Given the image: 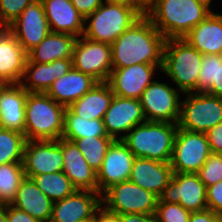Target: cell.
<instances>
[{
  "instance_id": "cell-25",
  "label": "cell",
  "mask_w": 222,
  "mask_h": 222,
  "mask_svg": "<svg viewBox=\"0 0 222 222\" xmlns=\"http://www.w3.org/2000/svg\"><path fill=\"white\" fill-rule=\"evenodd\" d=\"M97 81L73 67L59 79H56L47 90L54 101L68 107L90 91Z\"/></svg>"
},
{
  "instance_id": "cell-34",
  "label": "cell",
  "mask_w": 222,
  "mask_h": 222,
  "mask_svg": "<svg viewBox=\"0 0 222 222\" xmlns=\"http://www.w3.org/2000/svg\"><path fill=\"white\" fill-rule=\"evenodd\" d=\"M111 137H83L76 139L74 142L83 154L88 165L95 171L101 167L108 148L113 143Z\"/></svg>"
},
{
  "instance_id": "cell-30",
  "label": "cell",
  "mask_w": 222,
  "mask_h": 222,
  "mask_svg": "<svg viewBox=\"0 0 222 222\" xmlns=\"http://www.w3.org/2000/svg\"><path fill=\"white\" fill-rule=\"evenodd\" d=\"M199 72L197 93L222 98V55H203Z\"/></svg>"
},
{
  "instance_id": "cell-28",
  "label": "cell",
  "mask_w": 222,
  "mask_h": 222,
  "mask_svg": "<svg viewBox=\"0 0 222 222\" xmlns=\"http://www.w3.org/2000/svg\"><path fill=\"white\" fill-rule=\"evenodd\" d=\"M77 37L67 33L50 32L27 53L33 63H51L59 59H72Z\"/></svg>"
},
{
  "instance_id": "cell-17",
  "label": "cell",
  "mask_w": 222,
  "mask_h": 222,
  "mask_svg": "<svg viewBox=\"0 0 222 222\" xmlns=\"http://www.w3.org/2000/svg\"><path fill=\"white\" fill-rule=\"evenodd\" d=\"M145 121L140 99L123 98L116 95L113 96L103 118L106 133L114 140H119L117 136L119 133L127 134L134 126Z\"/></svg>"
},
{
  "instance_id": "cell-22",
  "label": "cell",
  "mask_w": 222,
  "mask_h": 222,
  "mask_svg": "<svg viewBox=\"0 0 222 222\" xmlns=\"http://www.w3.org/2000/svg\"><path fill=\"white\" fill-rule=\"evenodd\" d=\"M72 67V59H59L51 63H33L27 58L20 84L28 93H46L52 83L65 75Z\"/></svg>"
},
{
  "instance_id": "cell-48",
  "label": "cell",
  "mask_w": 222,
  "mask_h": 222,
  "mask_svg": "<svg viewBox=\"0 0 222 222\" xmlns=\"http://www.w3.org/2000/svg\"><path fill=\"white\" fill-rule=\"evenodd\" d=\"M196 1L206 5L207 7H210L212 0H196Z\"/></svg>"
},
{
  "instance_id": "cell-8",
  "label": "cell",
  "mask_w": 222,
  "mask_h": 222,
  "mask_svg": "<svg viewBox=\"0 0 222 222\" xmlns=\"http://www.w3.org/2000/svg\"><path fill=\"white\" fill-rule=\"evenodd\" d=\"M180 108L178 127L206 133L222 122V98L207 93H186Z\"/></svg>"
},
{
  "instance_id": "cell-1",
  "label": "cell",
  "mask_w": 222,
  "mask_h": 222,
  "mask_svg": "<svg viewBox=\"0 0 222 222\" xmlns=\"http://www.w3.org/2000/svg\"><path fill=\"white\" fill-rule=\"evenodd\" d=\"M166 38L143 14L111 44L112 68L163 64Z\"/></svg>"
},
{
  "instance_id": "cell-3",
  "label": "cell",
  "mask_w": 222,
  "mask_h": 222,
  "mask_svg": "<svg viewBox=\"0 0 222 222\" xmlns=\"http://www.w3.org/2000/svg\"><path fill=\"white\" fill-rule=\"evenodd\" d=\"M178 124L145 121L134 126L127 135H119L135 157L170 163Z\"/></svg>"
},
{
  "instance_id": "cell-39",
  "label": "cell",
  "mask_w": 222,
  "mask_h": 222,
  "mask_svg": "<svg viewBox=\"0 0 222 222\" xmlns=\"http://www.w3.org/2000/svg\"><path fill=\"white\" fill-rule=\"evenodd\" d=\"M207 208L215 213L222 212V181L206 188Z\"/></svg>"
},
{
  "instance_id": "cell-40",
  "label": "cell",
  "mask_w": 222,
  "mask_h": 222,
  "mask_svg": "<svg viewBox=\"0 0 222 222\" xmlns=\"http://www.w3.org/2000/svg\"><path fill=\"white\" fill-rule=\"evenodd\" d=\"M212 153L222 154V122L211 128L206 133Z\"/></svg>"
},
{
  "instance_id": "cell-12",
  "label": "cell",
  "mask_w": 222,
  "mask_h": 222,
  "mask_svg": "<svg viewBox=\"0 0 222 222\" xmlns=\"http://www.w3.org/2000/svg\"><path fill=\"white\" fill-rule=\"evenodd\" d=\"M25 177L62 171V138L59 140H27L24 147Z\"/></svg>"
},
{
  "instance_id": "cell-6",
  "label": "cell",
  "mask_w": 222,
  "mask_h": 222,
  "mask_svg": "<svg viewBox=\"0 0 222 222\" xmlns=\"http://www.w3.org/2000/svg\"><path fill=\"white\" fill-rule=\"evenodd\" d=\"M202 57L203 54L185 39H166L161 71L176 83L182 93L197 92Z\"/></svg>"
},
{
  "instance_id": "cell-10",
  "label": "cell",
  "mask_w": 222,
  "mask_h": 222,
  "mask_svg": "<svg viewBox=\"0 0 222 222\" xmlns=\"http://www.w3.org/2000/svg\"><path fill=\"white\" fill-rule=\"evenodd\" d=\"M73 68L93 77L97 82H107L112 71L111 44L77 38L73 50Z\"/></svg>"
},
{
  "instance_id": "cell-36",
  "label": "cell",
  "mask_w": 222,
  "mask_h": 222,
  "mask_svg": "<svg viewBox=\"0 0 222 222\" xmlns=\"http://www.w3.org/2000/svg\"><path fill=\"white\" fill-rule=\"evenodd\" d=\"M190 214L181 204L164 202L158 198L155 210L157 222H189Z\"/></svg>"
},
{
  "instance_id": "cell-2",
  "label": "cell",
  "mask_w": 222,
  "mask_h": 222,
  "mask_svg": "<svg viewBox=\"0 0 222 222\" xmlns=\"http://www.w3.org/2000/svg\"><path fill=\"white\" fill-rule=\"evenodd\" d=\"M211 9L196 0H151L145 15L166 38H183Z\"/></svg>"
},
{
  "instance_id": "cell-37",
  "label": "cell",
  "mask_w": 222,
  "mask_h": 222,
  "mask_svg": "<svg viewBox=\"0 0 222 222\" xmlns=\"http://www.w3.org/2000/svg\"><path fill=\"white\" fill-rule=\"evenodd\" d=\"M197 175L206 187L222 181V154L211 153Z\"/></svg>"
},
{
  "instance_id": "cell-5",
  "label": "cell",
  "mask_w": 222,
  "mask_h": 222,
  "mask_svg": "<svg viewBox=\"0 0 222 222\" xmlns=\"http://www.w3.org/2000/svg\"><path fill=\"white\" fill-rule=\"evenodd\" d=\"M97 10L85 18L84 37L98 42L112 44L143 13L135 6L122 2L105 0ZM91 19V20H89Z\"/></svg>"
},
{
  "instance_id": "cell-41",
  "label": "cell",
  "mask_w": 222,
  "mask_h": 222,
  "mask_svg": "<svg viewBox=\"0 0 222 222\" xmlns=\"http://www.w3.org/2000/svg\"><path fill=\"white\" fill-rule=\"evenodd\" d=\"M103 2L104 0H71L73 6L84 19L97 10Z\"/></svg>"
},
{
  "instance_id": "cell-21",
  "label": "cell",
  "mask_w": 222,
  "mask_h": 222,
  "mask_svg": "<svg viewBox=\"0 0 222 222\" xmlns=\"http://www.w3.org/2000/svg\"><path fill=\"white\" fill-rule=\"evenodd\" d=\"M62 172L77 190L98 192L97 172L84 159L83 154L73 141L62 138Z\"/></svg>"
},
{
  "instance_id": "cell-35",
  "label": "cell",
  "mask_w": 222,
  "mask_h": 222,
  "mask_svg": "<svg viewBox=\"0 0 222 222\" xmlns=\"http://www.w3.org/2000/svg\"><path fill=\"white\" fill-rule=\"evenodd\" d=\"M25 178L23 163L0 165V196L6 204L15 199L21 181Z\"/></svg>"
},
{
  "instance_id": "cell-46",
  "label": "cell",
  "mask_w": 222,
  "mask_h": 222,
  "mask_svg": "<svg viewBox=\"0 0 222 222\" xmlns=\"http://www.w3.org/2000/svg\"><path fill=\"white\" fill-rule=\"evenodd\" d=\"M108 1L127 3L129 5L138 8L143 14L146 13L149 5V2L147 0H108Z\"/></svg>"
},
{
  "instance_id": "cell-42",
  "label": "cell",
  "mask_w": 222,
  "mask_h": 222,
  "mask_svg": "<svg viewBox=\"0 0 222 222\" xmlns=\"http://www.w3.org/2000/svg\"><path fill=\"white\" fill-rule=\"evenodd\" d=\"M7 222H40L25 211L7 204Z\"/></svg>"
},
{
  "instance_id": "cell-9",
  "label": "cell",
  "mask_w": 222,
  "mask_h": 222,
  "mask_svg": "<svg viewBox=\"0 0 222 222\" xmlns=\"http://www.w3.org/2000/svg\"><path fill=\"white\" fill-rule=\"evenodd\" d=\"M211 153L205 133L178 127L170 166L173 173H197Z\"/></svg>"
},
{
  "instance_id": "cell-15",
  "label": "cell",
  "mask_w": 222,
  "mask_h": 222,
  "mask_svg": "<svg viewBox=\"0 0 222 222\" xmlns=\"http://www.w3.org/2000/svg\"><path fill=\"white\" fill-rule=\"evenodd\" d=\"M163 64H134L124 68L112 69L108 83L114 95L140 99L144 90L154 81L156 67L162 69Z\"/></svg>"
},
{
  "instance_id": "cell-44",
  "label": "cell",
  "mask_w": 222,
  "mask_h": 222,
  "mask_svg": "<svg viewBox=\"0 0 222 222\" xmlns=\"http://www.w3.org/2000/svg\"><path fill=\"white\" fill-rule=\"evenodd\" d=\"M120 222H157L155 214H121Z\"/></svg>"
},
{
  "instance_id": "cell-24",
  "label": "cell",
  "mask_w": 222,
  "mask_h": 222,
  "mask_svg": "<svg viewBox=\"0 0 222 222\" xmlns=\"http://www.w3.org/2000/svg\"><path fill=\"white\" fill-rule=\"evenodd\" d=\"M27 95L20 83L5 84L0 89V127L24 134Z\"/></svg>"
},
{
  "instance_id": "cell-7",
  "label": "cell",
  "mask_w": 222,
  "mask_h": 222,
  "mask_svg": "<svg viewBox=\"0 0 222 222\" xmlns=\"http://www.w3.org/2000/svg\"><path fill=\"white\" fill-rule=\"evenodd\" d=\"M158 197L130 180L114 184L101 194V204L115 214H155Z\"/></svg>"
},
{
  "instance_id": "cell-49",
  "label": "cell",
  "mask_w": 222,
  "mask_h": 222,
  "mask_svg": "<svg viewBox=\"0 0 222 222\" xmlns=\"http://www.w3.org/2000/svg\"><path fill=\"white\" fill-rule=\"evenodd\" d=\"M7 204L4 202V200L0 196V207L6 206Z\"/></svg>"
},
{
  "instance_id": "cell-33",
  "label": "cell",
  "mask_w": 222,
  "mask_h": 222,
  "mask_svg": "<svg viewBox=\"0 0 222 222\" xmlns=\"http://www.w3.org/2000/svg\"><path fill=\"white\" fill-rule=\"evenodd\" d=\"M25 135L0 127V165L7 163H22Z\"/></svg>"
},
{
  "instance_id": "cell-29",
  "label": "cell",
  "mask_w": 222,
  "mask_h": 222,
  "mask_svg": "<svg viewBox=\"0 0 222 222\" xmlns=\"http://www.w3.org/2000/svg\"><path fill=\"white\" fill-rule=\"evenodd\" d=\"M114 94L108 82H97L94 87L68 108L83 119H103Z\"/></svg>"
},
{
  "instance_id": "cell-11",
  "label": "cell",
  "mask_w": 222,
  "mask_h": 222,
  "mask_svg": "<svg viewBox=\"0 0 222 222\" xmlns=\"http://www.w3.org/2000/svg\"><path fill=\"white\" fill-rule=\"evenodd\" d=\"M180 94L168 83L153 81L142 93L140 102L146 121L178 124L180 119Z\"/></svg>"
},
{
  "instance_id": "cell-19",
  "label": "cell",
  "mask_w": 222,
  "mask_h": 222,
  "mask_svg": "<svg viewBox=\"0 0 222 222\" xmlns=\"http://www.w3.org/2000/svg\"><path fill=\"white\" fill-rule=\"evenodd\" d=\"M172 177L170 163L135 157L129 180L160 198Z\"/></svg>"
},
{
  "instance_id": "cell-38",
  "label": "cell",
  "mask_w": 222,
  "mask_h": 222,
  "mask_svg": "<svg viewBox=\"0 0 222 222\" xmlns=\"http://www.w3.org/2000/svg\"><path fill=\"white\" fill-rule=\"evenodd\" d=\"M36 0H0V27H8Z\"/></svg>"
},
{
  "instance_id": "cell-16",
  "label": "cell",
  "mask_w": 222,
  "mask_h": 222,
  "mask_svg": "<svg viewBox=\"0 0 222 222\" xmlns=\"http://www.w3.org/2000/svg\"><path fill=\"white\" fill-rule=\"evenodd\" d=\"M135 156L122 140H114L97 172L98 192L129 180Z\"/></svg>"
},
{
  "instance_id": "cell-4",
  "label": "cell",
  "mask_w": 222,
  "mask_h": 222,
  "mask_svg": "<svg viewBox=\"0 0 222 222\" xmlns=\"http://www.w3.org/2000/svg\"><path fill=\"white\" fill-rule=\"evenodd\" d=\"M66 107L46 93H28L25 104L26 140H59L64 131Z\"/></svg>"
},
{
  "instance_id": "cell-31",
  "label": "cell",
  "mask_w": 222,
  "mask_h": 222,
  "mask_svg": "<svg viewBox=\"0 0 222 222\" xmlns=\"http://www.w3.org/2000/svg\"><path fill=\"white\" fill-rule=\"evenodd\" d=\"M109 137L103 119H83L75 115L68 107L64 111V131L62 138L69 141L83 137Z\"/></svg>"
},
{
  "instance_id": "cell-52",
  "label": "cell",
  "mask_w": 222,
  "mask_h": 222,
  "mask_svg": "<svg viewBox=\"0 0 222 222\" xmlns=\"http://www.w3.org/2000/svg\"><path fill=\"white\" fill-rule=\"evenodd\" d=\"M4 85H5V82H4L2 79H0V89H1Z\"/></svg>"
},
{
  "instance_id": "cell-26",
  "label": "cell",
  "mask_w": 222,
  "mask_h": 222,
  "mask_svg": "<svg viewBox=\"0 0 222 222\" xmlns=\"http://www.w3.org/2000/svg\"><path fill=\"white\" fill-rule=\"evenodd\" d=\"M183 39L203 55H222V15L212 12Z\"/></svg>"
},
{
  "instance_id": "cell-45",
  "label": "cell",
  "mask_w": 222,
  "mask_h": 222,
  "mask_svg": "<svg viewBox=\"0 0 222 222\" xmlns=\"http://www.w3.org/2000/svg\"><path fill=\"white\" fill-rule=\"evenodd\" d=\"M95 222H120V218L119 214L109 212L101 206L95 212Z\"/></svg>"
},
{
  "instance_id": "cell-27",
  "label": "cell",
  "mask_w": 222,
  "mask_h": 222,
  "mask_svg": "<svg viewBox=\"0 0 222 222\" xmlns=\"http://www.w3.org/2000/svg\"><path fill=\"white\" fill-rule=\"evenodd\" d=\"M11 205L25 211L40 222H50L53 202L37 187L31 178L25 177L21 181Z\"/></svg>"
},
{
  "instance_id": "cell-18",
  "label": "cell",
  "mask_w": 222,
  "mask_h": 222,
  "mask_svg": "<svg viewBox=\"0 0 222 222\" xmlns=\"http://www.w3.org/2000/svg\"><path fill=\"white\" fill-rule=\"evenodd\" d=\"M101 206L99 192L76 190L72 195L53 203L50 222L85 221L94 217Z\"/></svg>"
},
{
  "instance_id": "cell-23",
  "label": "cell",
  "mask_w": 222,
  "mask_h": 222,
  "mask_svg": "<svg viewBox=\"0 0 222 222\" xmlns=\"http://www.w3.org/2000/svg\"><path fill=\"white\" fill-rule=\"evenodd\" d=\"M49 28L53 33H67L78 38L83 35L85 19L71 0H41Z\"/></svg>"
},
{
  "instance_id": "cell-14",
  "label": "cell",
  "mask_w": 222,
  "mask_h": 222,
  "mask_svg": "<svg viewBox=\"0 0 222 222\" xmlns=\"http://www.w3.org/2000/svg\"><path fill=\"white\" fill-rule=\"evenodd\" d=\"M7 28L28 53L51 32L42 1L30 3Z\"/></svg>"
},
{
  "instance_id": "cell-32",
  "label": "cell",
  "mask_w": 222,
  "mask_h": 222,
  "mask_svg": "<svg viewBox=\"0 0 222 222\" xmlns=\"http://www.w3.org/2000/svg\"><path fill=\"white\" fill-rule=\"evenodd\" d=\"M32 180L53 203L72 195L77 190L62 171L36 175Z\"/></svg>"
},
{
  "instance_id": "cell-13",
  "label": "cell",
  "mask_w": 222,
  "mask_h": 222,
  "mask_svg": "<svg viewBox=\"0 0 222 222\" xmlns=\"http://www.w3.org/2000/svg\"><path fill=\"white\" fill-rule=\"evenodd\" d=\"M206 188L197 173H173L160 199L181 204L190 212L203 211L208 209Z\"/></svg>"
},
{
  "instance_id": "cell-47",
  "label": "cell",
  "mask_w": 222,
  "mask_h": 222,
  "mask_svg": "<svg viewBox=\"0 0 222 222\" xmlns=\"http://www.w3.org/2000/svg\"><path fill=\"white\" fill-rule=\"evenodd\" d=\"M0 222H7V205L0 207Z\"/></svg>"
},
{
  "instance_id": "cell-43",
  "label": "cell",
  "mask_w": 222,
  "mask_h": 222,
  "mask_svg": "<svg viewBox=\"0 0 222 222\" xmlns=\"http://www.w3.org/2000/svg\"><path fill=\"white\" fill-rule=\"evenodd\" d=\"M189 222H218L217 213L209 209L191 212Z\"/></svg>"
},
{
  "instance_id": "cell-20",
  "label": "cell",
  "mask_w": 222,
  "mask_h": 222,
  "mask_svg": "<svg viewBox=\"0 0 222 222\" xmlns=\"http://www.w3.org/2000/svg\"><path fill=\"white\" fill-rule=\"evenodd\" d=\"M27 58V52L12 32L0 27V79L5 84L21 83Z\"/></svg>"
},
{
  "instance_id": "cell-50",
  "label": "cell",
  "mask_w": 222,
  "mask_h": 222,
  "mask_svg": "<svg viewBox=\"0 0 222 222\" xmlns=\"http://www.w3.org/2000/svg\"><path fill=\"white\" fill-rule=\"evenodd\" d=\"M218 222H222V212L217 214Z\"/></svg>"
},
{
  "instance_id": "cell-51",
  "label": "cell",
  "mask_w": 222,
  "mask_h": 222,
  "mask_svg": "<svg viewBox=\"0 0 222 222\" xmlns=\"http://www.w3.org/2000/svg\"><path fill=\"white\" fill-rule=\"evenodd\" d=\"M81 222H95V215H94V217H92L88 220H85V221H81Z\"/></svg>"
}]
</instances>
